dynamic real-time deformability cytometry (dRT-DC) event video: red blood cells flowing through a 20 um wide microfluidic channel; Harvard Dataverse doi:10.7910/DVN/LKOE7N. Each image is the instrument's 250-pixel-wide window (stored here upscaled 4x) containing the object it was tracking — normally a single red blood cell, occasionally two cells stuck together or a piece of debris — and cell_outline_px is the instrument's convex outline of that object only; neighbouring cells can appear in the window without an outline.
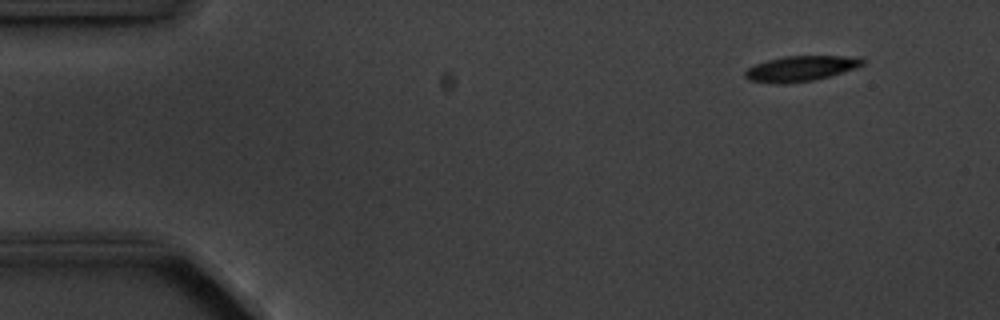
{"species": "common noctule bat (a hibernating species)", "species_latin": "Nyctalus noctula", "temperature_condition": "cold", "stored_images_in_passage": 4, "camera_frame_rate_fps": 3000, "um_per_image_px": 0.085, "animal": {"sex": "male", "body_mass_g": 20.1, "forearm_length_mm": 53.5}, "frame": {"image": 1, "passage_image": 1, "time_ms": 0.0, "image_size_px": [1000, 320], "cell_outline_px": [[864, 64], [856, 68], [828, 76], [812, 80], [784, 84], [780, 84], [748, 80], [744, 76], [744, 72], [748, 68], [756, 64], [768, 60], [784, 56], [860, 56], [864, 60]], "centroid_in_image_um": [68.07, 5.82], "position_along_channel_um": 16.9, "area_um2": 17.28}}
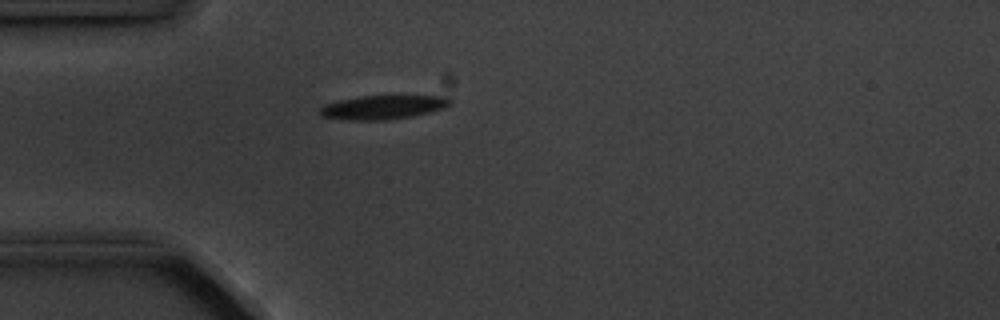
{"frame": {"image": 2, "passage_image": 4, "time_ms": 3.333, "image_size_px": [1000, 320], "cell_outline_px": [[452, 104], [428, 112], [412, 116], [384, 120], [348, 120], [320, 116], [320, 108], [324, 104], [340, 100], [360, 96], [440, 96], [452, 100]], "centroid_in_image_um": [32.5, 9.11], "position_along_channel_um": 52.5, "area_um2": 17.86}}